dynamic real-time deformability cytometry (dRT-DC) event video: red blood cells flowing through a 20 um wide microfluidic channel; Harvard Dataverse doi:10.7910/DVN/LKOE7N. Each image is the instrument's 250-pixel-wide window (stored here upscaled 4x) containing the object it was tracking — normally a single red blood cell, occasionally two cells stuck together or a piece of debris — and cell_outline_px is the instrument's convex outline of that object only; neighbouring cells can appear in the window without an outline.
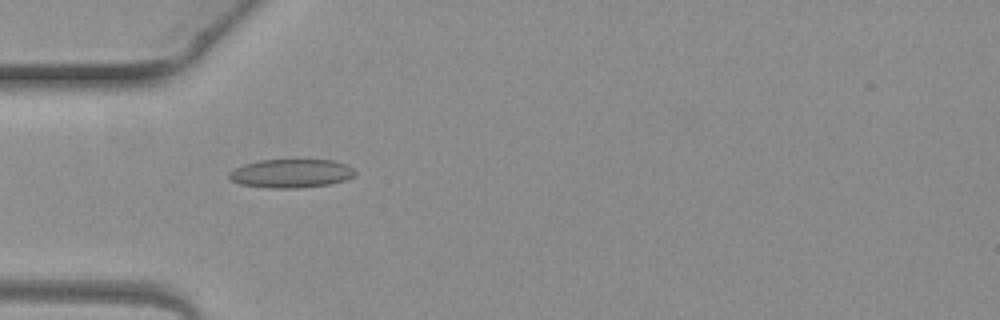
{"species": "common noctule bat (a hibernating species)", "species_latin": "Nyctalus noctula", "temperature_condition": "warm", "stored_images_in_passage": 6, "camera_frame_rate_fps": 3000, "um_per_image_px": 0.085, "animal": {"sex": "female", "body_mass_g": 19.3, "forearm_length_mm": 54.1}, "frame": {"image": 1, "passage_image": 5, "time_ms": 1.333, "image_size_px": [1000, 320], "cell_outline_px": [[356, 172], [352, 176], [344, 180], [332, 184], [296, 188], [268, 188], [240, 184], [228, 180], [228, 172], [244, 164], [260, 160], [332, 160], [348, 164]], "centroid_in_image_um": [24.72, 14.74], "position_along_channel_um": 60.3, "area_um2": 21.1}}
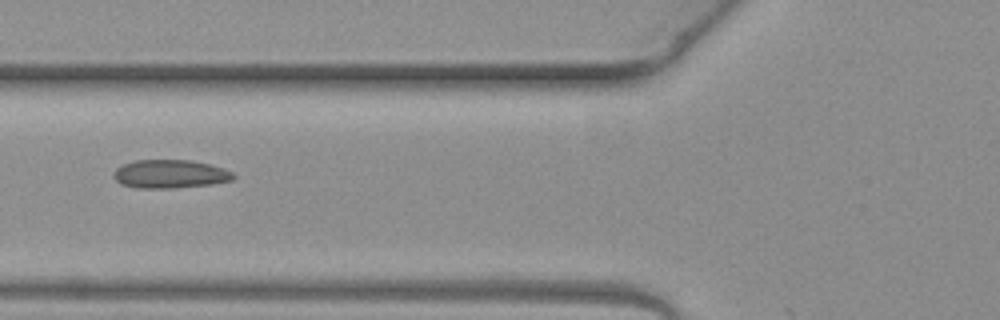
{"frame": {"image": 2, "passage_image": 6, "time_ms": 1.667, "image_size_px": [1000, 320], "cell_outline_px": [[236, 176], [232, 180], [212, 184], [172, 188], [136, 188], [120, 184], [112, 176], [116, 168], [124, 164], [136, 160], [192, 160], [224, 168], [232, 172]], "centroid_in_image_um": [14.45, 14.79], "position_along_channel_um": 111.4, "area_um2": 19.88}}